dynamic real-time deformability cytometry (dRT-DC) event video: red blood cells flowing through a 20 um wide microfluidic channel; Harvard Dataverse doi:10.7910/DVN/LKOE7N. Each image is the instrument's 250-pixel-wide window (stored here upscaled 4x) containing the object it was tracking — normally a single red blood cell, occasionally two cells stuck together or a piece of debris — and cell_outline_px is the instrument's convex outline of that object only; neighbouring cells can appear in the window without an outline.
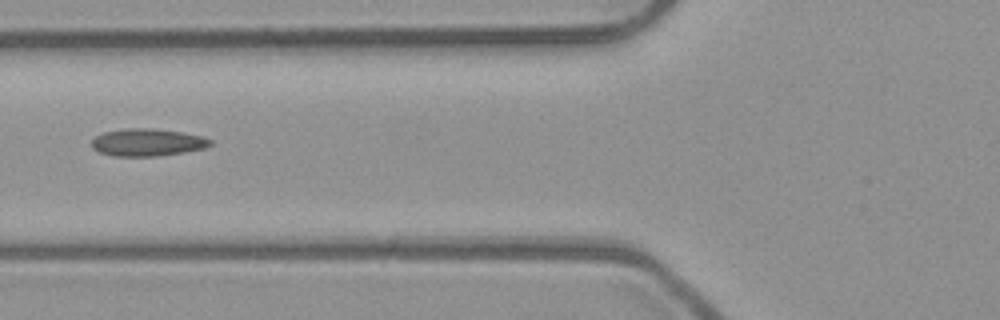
{"species": "common noctule bat (a hibernating species)", "species_latin": "Nyctalus noctula", "temperature_condition": "room temperature", "stored_images_in_passage": 8, "camera_frame_rate_fps": 3000, "um_per_image_px": 0.085, "animal": {"sex": "male", "body_mass_g": 23.1, "forearm_length_mm": 52.7}, "frame": {"image": 1, "passage_image": 7, "time_ms": 2.0, "image_size_px": [1000, 320], "cell_outline_px": [[212, 144], [208, 148], [160, 156], [112, 156], [100, 152], [92, 148], [92, 140], [96, 136], [104, 132], [128, 128], [152, 128], [184, 132], [200, 136], [212, 140]], "centroid_in_image_um": [12.56, 12.1], "position_along_channel_um": 113.2, "area_um2": 19.07}}
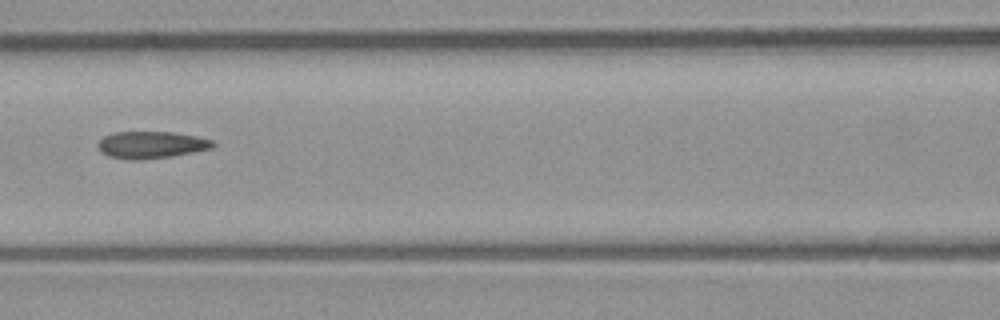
{"frame": {"image": 2, "passage_image": 8, "time_ms": 2.333, "image_size_px": [1000, 320], "cell_outline_px": [[216, 144], [212, 148], [172, 156], [140, 160], [128, 160], [108, 156], [100, 152], [96, 144], [104, 136], [112, 132], [172, 132], [196, 136], [212, 140]], "centroid_in_image_um": [12.81, 12.31], "position_along_channel_um": 153.8, "area_um2": 18.21}}